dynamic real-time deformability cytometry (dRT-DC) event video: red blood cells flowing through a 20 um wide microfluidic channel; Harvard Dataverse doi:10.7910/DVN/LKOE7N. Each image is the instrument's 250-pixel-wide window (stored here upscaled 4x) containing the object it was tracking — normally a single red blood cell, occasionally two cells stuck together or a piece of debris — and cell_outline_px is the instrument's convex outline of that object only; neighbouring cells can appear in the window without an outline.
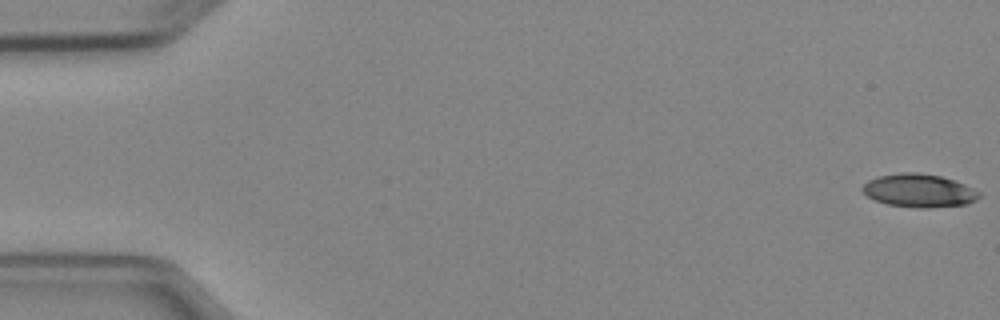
{"species": "Egyptian fruit bat (a non-hibernating species)", "species_latin": "Rousettus aegyptiacus", "temperature_condition": "cold", "stored_images_in_passage": 5, "camera_frame_rate_fps": 3000, "um_per_image_px": 0.085, "animal": {"sex": "female"}, "frame": {"image": 1, "passage_image": 1, "time_ms": 0.0, "image_size_px": [1000, 320], "cell_outline_px": [[980, 196], [976, 200], [968, 204], [928, 208], [916, 208], [888, 204], [876, 200], [868, 196], [860, 188], [868, 180], [880, 176], [900, 172], [916, 172], [940, 176], [964, 184], [980, 192]], "centroid_in_image_um": [78.12, 16.2], "position_along_channel_um": 6.9, "area_um2": 22.48}}
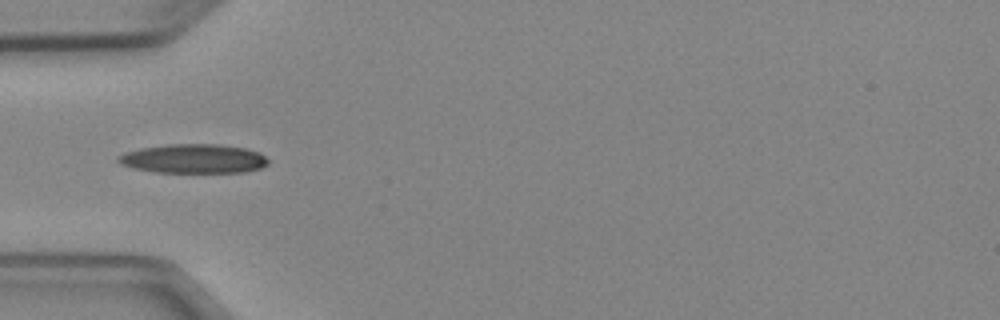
{"frame": {"image": 2, "passage_image": 5, "time_ms": 5.333, "image_size_px": [1000, 320], "cell_outline_px": [[268, 164], [260, 168], [244, 172], [156, 172], [132, 168], [120, 164], [116, 160], [116, 156], [124, 152], [140, 148], [168, 144], [220, 144], [244, 148], [260, 152], [268, 160]], "centroid_in_image_um": [16.41, 13.48], "position_along_channel_um": 68.6, "area_um2": 25.61}}